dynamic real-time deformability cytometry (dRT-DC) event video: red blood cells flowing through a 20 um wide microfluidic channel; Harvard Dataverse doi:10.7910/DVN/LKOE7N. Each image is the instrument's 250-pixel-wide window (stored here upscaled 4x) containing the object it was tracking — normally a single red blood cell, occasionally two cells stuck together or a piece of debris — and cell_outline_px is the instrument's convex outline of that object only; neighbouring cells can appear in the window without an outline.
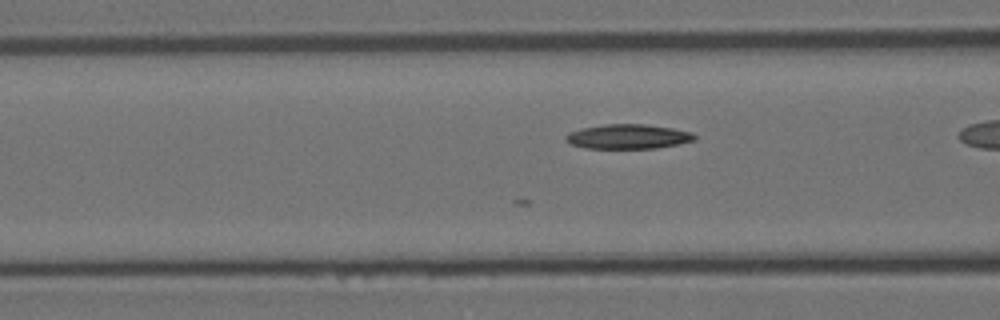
{"species": "Egyptian fruit bat (a non-hibernating species)", "species_latin": "Rousettus aegyptiacus", "temperature_condition": "room temperature", "stored_images_in_passage": 30, "camera_frame_rate_fps": 3000, "um_per_image_px": 0.085, "animal": {"sex": "female"}, "frame": {"image": 1, "passage_image": 4, "time_ms": 1.0, "image_size_px": [1000, 320], "cell_outline_px": [[696, 140], [680, 144], [656, 148], [588, 148], [572, 144], [564, 140], [564, 136], [568, 132], [584, 128], [604, 124], [644, 124], [672, 128], [692, 132], [696, 136]], "centroid_in_image_um": [53.41, 11.61], "position_along_channel_um": 113.2, "area_um2": 18.44}}